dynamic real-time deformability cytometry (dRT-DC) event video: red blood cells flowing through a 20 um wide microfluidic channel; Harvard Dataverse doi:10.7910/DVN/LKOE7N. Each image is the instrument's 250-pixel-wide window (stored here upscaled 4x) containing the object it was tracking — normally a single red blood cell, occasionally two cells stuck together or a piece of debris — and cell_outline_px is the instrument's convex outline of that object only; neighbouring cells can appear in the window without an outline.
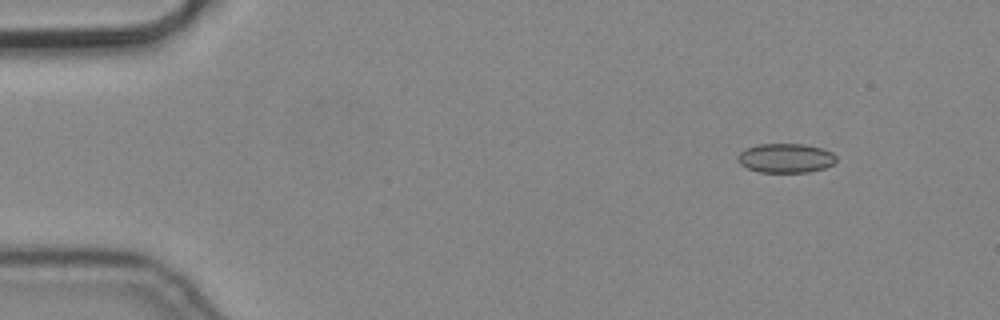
{"species": "common noctule bat (a hibernating species)", "species_latin": "Nyctalus noctula", "temperature_condition": "cold", "stored_images_in_passage": 4, "camera_frame_rate_fps": 3000, "um_per_image_px": 0.085, "animal": {"sex": "male", "body_mass_g": 19.2, "forearm_length_mm": 51.8}, "frame": {"image": 1, "passage_image": 2, "time_ms": 0.333, "image_size_px": [1000, 320], "cell_outline_px": [[836, 160], [832, 164], [824, 168], [808, 172], [760, 172], [748, 168], [740, 164], [736, 160], [736, 156], [740, 152], [756, 144], [804, 144], [820, 148], [832, 152], [836, 156]], "centroid_in_image_um": [66.76, 13.44], "position_along_channel_um": 18.2, "area_um2": 16.76}}
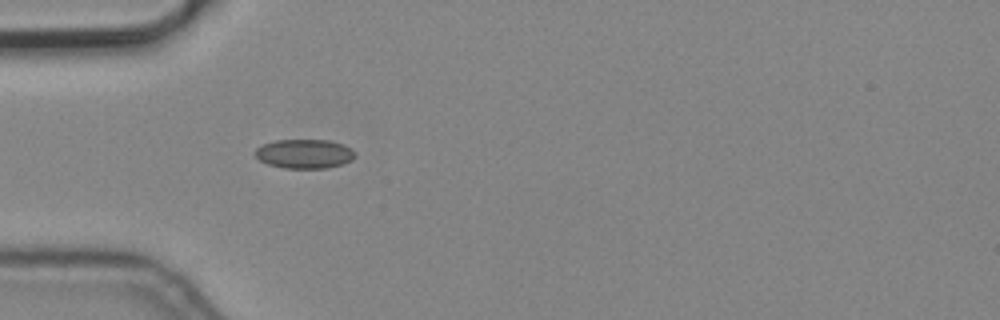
{"frame": {"image": 2, "passage_image": 4, "time_ms": 1.0, "image_size_px": [1000, 320], "cell_outline_px": [[356, 156], [352, 160], [340, 164], [324, 168], [284, 168], [268, 164], [260, 160], [252, 152], [260, 144], [276, 140], [328, 140], [344, 144], [352, 148], [356, 152]], "centroid_in_image_um": [25.86, 13.06], "position_along_channel_um": 59.1, "area_um2": 17.17}}